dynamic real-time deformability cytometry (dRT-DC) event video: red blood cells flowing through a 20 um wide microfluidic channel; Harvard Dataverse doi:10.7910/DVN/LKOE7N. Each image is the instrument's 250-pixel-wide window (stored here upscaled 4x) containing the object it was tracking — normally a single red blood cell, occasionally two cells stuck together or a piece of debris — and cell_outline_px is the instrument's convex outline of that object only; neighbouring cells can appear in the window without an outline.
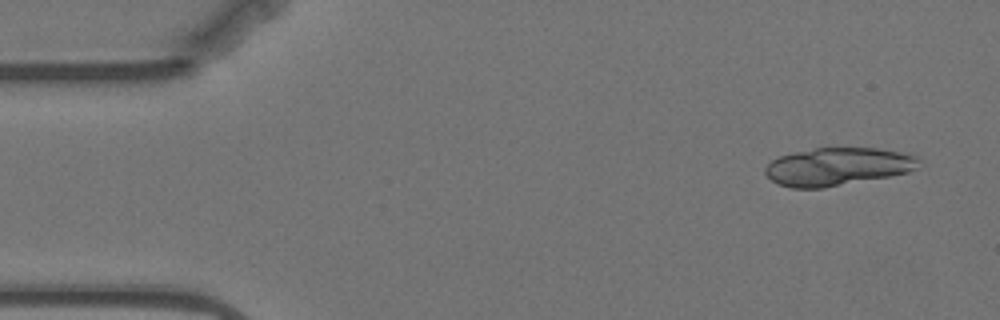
{"species": "Egyptian fruit bat (a non-hibernating species)", "species_latin": "Rousettus aegyptiacus", "temperature_condition": "warm", "stored_images_in_passage": 17, "camera_frame_rate_fps": 3000, "um_per_image_px": 0.085, "animal": {"sex": "female"}, "frame": {"image": 1, "passage_image": 3, "time_ms": 0.667, "image_size_px": [1000, 320], "cell_outline_px": [[920, 160], [916, 168], [908, 172], [888, 176], [824, 188], [792, 188], [780, 184], [772, 180], [764, 172], [764, 168], [772, 160], [780, 156], [792, 152], [816, 148], [876, 148], [908, 152], [920, 156]], "centroid_in_image_um": [71.23, 14.15], "position_along_channel_um": 13.8, "area_um2": 33.99}}